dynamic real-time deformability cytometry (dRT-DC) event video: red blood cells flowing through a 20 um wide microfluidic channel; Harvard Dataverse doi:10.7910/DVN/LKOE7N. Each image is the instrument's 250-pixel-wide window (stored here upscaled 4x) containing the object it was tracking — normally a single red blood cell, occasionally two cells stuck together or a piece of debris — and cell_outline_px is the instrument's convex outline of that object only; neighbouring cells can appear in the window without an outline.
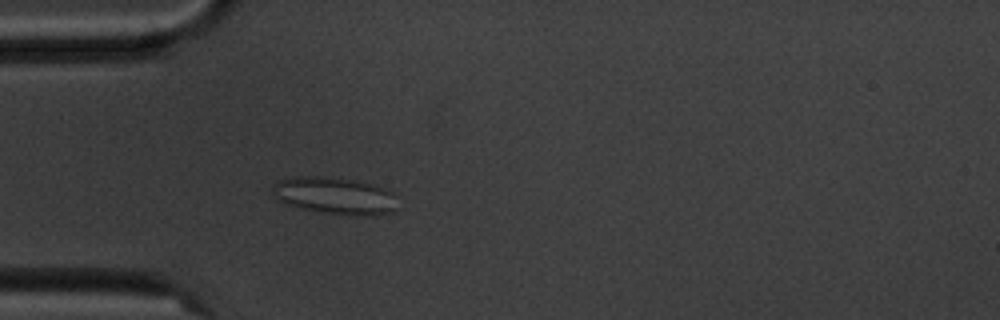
{"species": "common noctule bat (a hibernating species)", "species_latin": "Nyctalus noctula", "temperature_condition": "cold", "stored_images_in_passage": 2, "camera_frame_rate_fps": 3000, "um_per_image_px": 0.085, "animal": {"sex": "male", "body_mass_g": 20.1, "forearm_length_mm": 53.5}, "frame": {"image": 1, "passage_image": 2, "time_ms": 1.333, "image_size_px": [1000, 320], "cell_outline_px": [[396, 212], [372, 216], [356, 216], [324, 212], [304, 208], [288, 204], [272, 196], [272, 188], [280, 180], [296, 176], [324, 176], [352, 180], [368, 184], [396, 192]], "centroid_in_image_um": [28.52, 16.65], "position_along_channel_um": 56.5, "area_um2": 26.93}}